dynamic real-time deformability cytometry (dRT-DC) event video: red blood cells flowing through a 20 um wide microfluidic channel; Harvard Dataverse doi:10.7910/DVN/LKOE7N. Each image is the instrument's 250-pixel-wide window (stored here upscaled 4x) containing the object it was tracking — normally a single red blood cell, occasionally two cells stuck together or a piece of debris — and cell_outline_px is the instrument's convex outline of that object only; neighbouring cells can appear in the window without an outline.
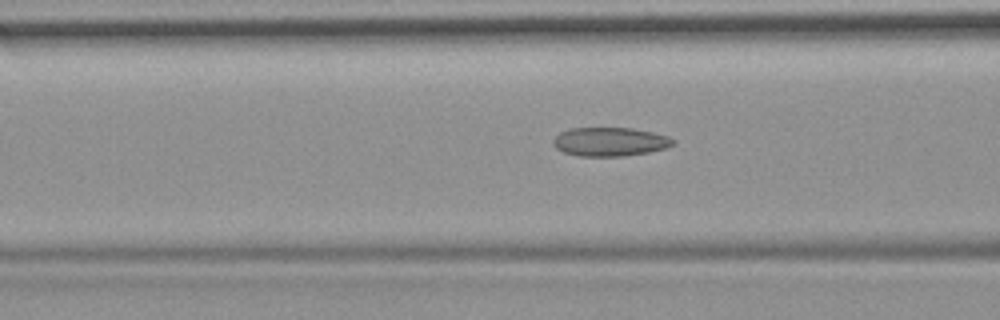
{"species": "common noctule bat (a hibernating species)", "species_latin": "Nyctalus noctula", "temperature_condition": "room temperature", "stored_images_in_passage": 54, "camera_frame_rate_fps": 3000, "um_per_image_px": 0.085, "animal": {"sex": "female", "body_mass_g": 19.9}, "frame": {"image": 1, "passage_image": 21, "time_ms": 6.667, "image_size_px": [1000, 320], "cell_outline_px": [[676, 144], [664, 148], [648, 152], [624, 156], [580, 156], [564, 152], [556, 148], [552, 144], [552, 140], [560, 132], [568, 128], [632, 128], [652, 132], [668, 136], [676, 140]], "centroid_in_image_um": [51.84, 12.04], "position_along_channel_um": 114.8, "area_um2": 20.17}}
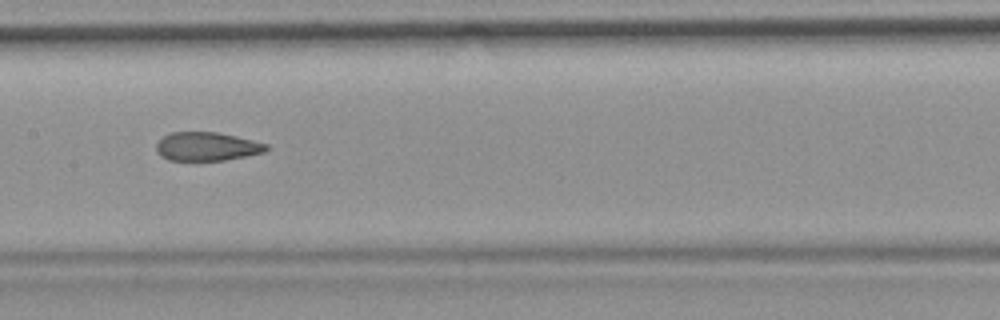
{"frame": {"image": 2, "passage_image": 27, "time_ms": 8.667, "image_size_px": [1000, 320], "cell_outline_px": [[268, 148], [264, 152], [248, 156], [224, 160], [168, 160], [160, 156], [156, 152], [156, 144], [164, 136], [172, 132], [220, 132], [268, 144]], "centroid_in_image_um": [17.58, 12.45], "position_along_channel_um": 189.8, "area_um2": 18.38}}
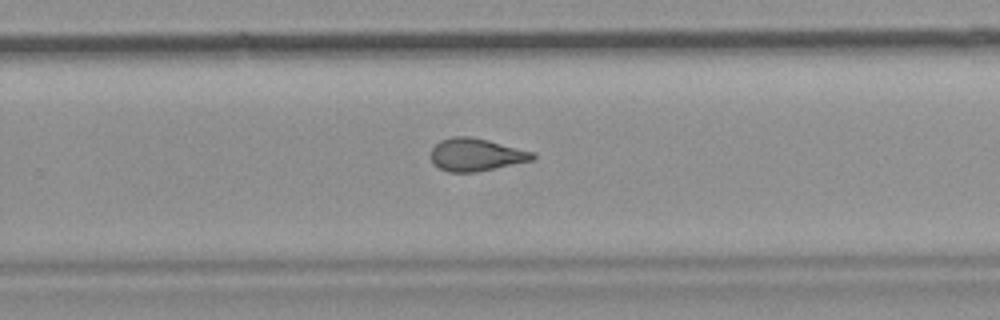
{"frame": {"image": 3, "passage_image": 35, "time_ms": 11.333, "image_size_px": [1000, 320], "cell_outline_px": [[536, 156], [532, 160], [476, 172], [448, 172], [440, 168], [432, 160], [432, 148], [440, 140], [452, 136], [468, 136], [488, 140], [536, 152]], "centroid_in_image_um": [40.49, 13.14], "position_along_channel_um": 289.3, "area_um2": 19.25}, "authors_computed_cell_mechanics": {"area_um2": 20.1722, "velocity_mm_per_s": 3.7587, "shape_relaxation_time_tau1_ms": null, "shape_relaxation_time_tau2_ms": 1.7856, "deformation_change_tau1": null, "deformation_change_tau2": 0.0961}}